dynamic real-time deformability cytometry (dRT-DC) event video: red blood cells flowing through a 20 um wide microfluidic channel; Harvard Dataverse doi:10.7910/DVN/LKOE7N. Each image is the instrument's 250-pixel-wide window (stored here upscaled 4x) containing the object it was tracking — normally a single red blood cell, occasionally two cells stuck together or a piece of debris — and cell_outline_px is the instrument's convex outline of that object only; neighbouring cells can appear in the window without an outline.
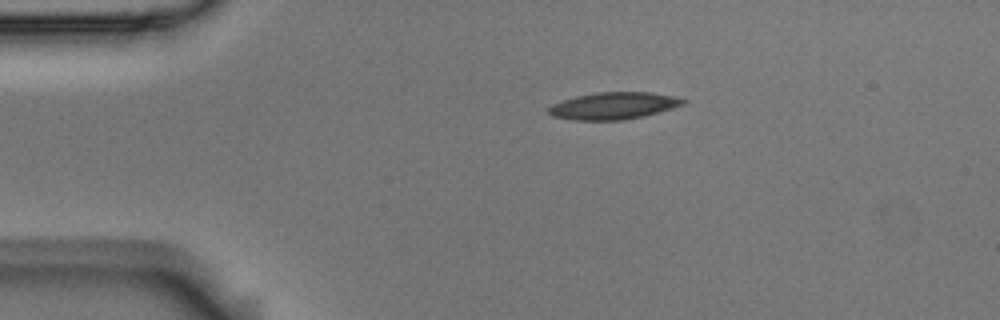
{"species": "Egyptian fruit bat (a non-hibernating species)", "species_latin": "Rousettus aegyptiacus", "temperature_condition": "room temperature", "stored_images_in_passage": 5, "camera_frame_rate_fps": 3000, "um_per_image_px": 0.085, "animal": {"sex": "male"}, "frame": {"image": 1, "passage_image": 1, "time_ms": 0.0, "image_size_px": [1000, 320], "cell_outline_px": [[688, 100], [684, 104], [672, 108], [644, 116], [624, 120], [572, 120], [552, 116], [548, 112], [548, 108], [552, 104], [576, 96], [600, 92], [648, 92], [676, 96]], "centroid_in_image_um": [52.17, 8.99], "position_along_channel_um": 32.8, "area_um2": 21.15}}
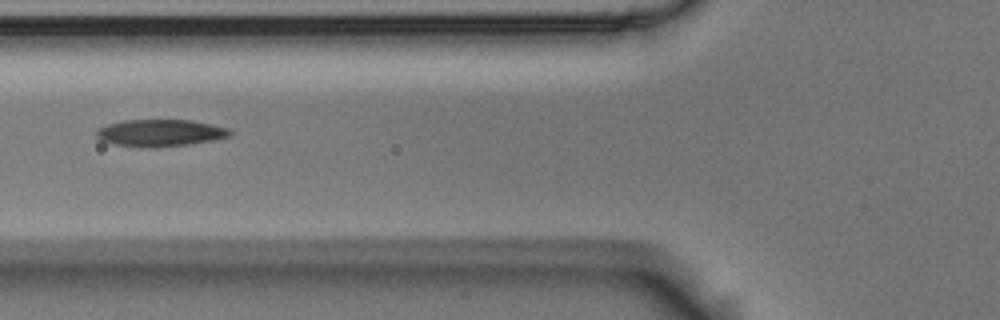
{"frame": {"image": 2, "passage_image": 4, "time_ms": 1.0, "image_size_px": [1000, 320], "cell_outline_px": [[232, 132], [228, 136], [212, 140], [188, 144], [116, 144], [100, 140], [96, 136], [96, 128], [108, 124], [124, 120], [192, 120], [212, 124], [228, 128]], "centroid_in_image_um": [13.62, 11.23], "position_along_channel_um": 112.2, "area_um2": 19.83}}
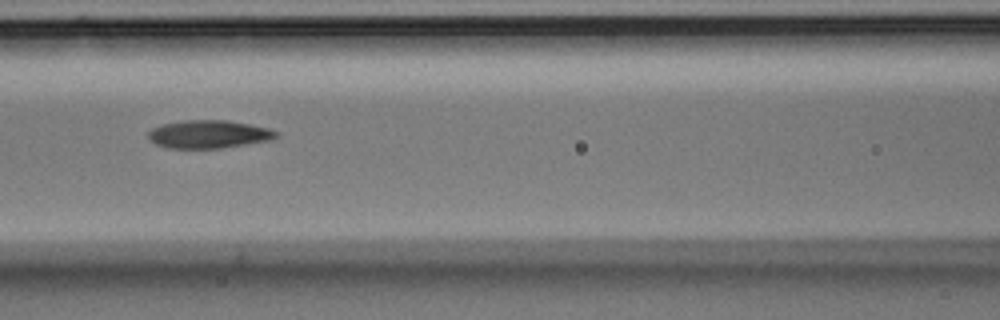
{"frame": {"image": 3, "passage_image": 5, "time_ms": 1.333, "image_size_px": [1000, 320], "cell_outline_px": [[280, 136], [268, 140], [220, 148], [168, 148], [156, 144], [148, 136], [148, 132], [152, 128], [160, 124], [184, 120], [224, 120], [248, 124], [268, 128], [276, 132]], "centroid_in_image_um": [17.7, 11.4], "position_along_channel_um": 148.9, "area_um2": 20.63}}